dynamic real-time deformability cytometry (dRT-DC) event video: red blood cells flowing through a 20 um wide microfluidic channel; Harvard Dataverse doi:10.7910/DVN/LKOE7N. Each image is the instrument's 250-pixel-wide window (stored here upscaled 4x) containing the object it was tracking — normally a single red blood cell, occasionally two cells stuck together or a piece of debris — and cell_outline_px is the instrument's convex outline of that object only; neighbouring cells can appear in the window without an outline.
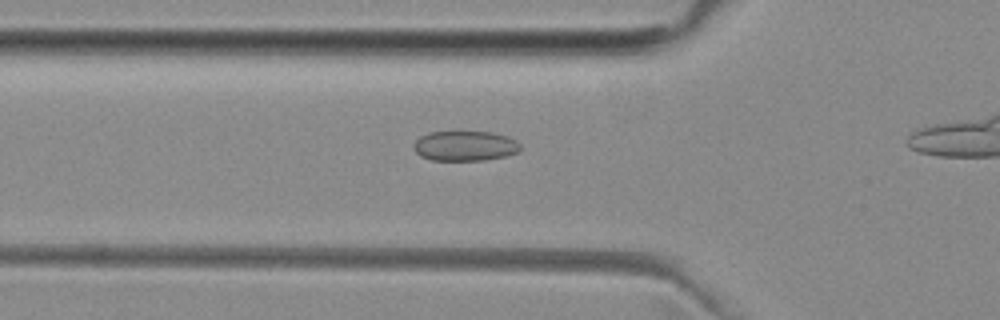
{"species": "common noctule bat (a hibernating species)", "species_latin": "Nyctalus noctula", "temperature_condition": "room temperature", "stored_images_in_passage": 13, "camera_frame_rate_fps": 3000, "um_per_image_px": 0.085, "animal": {"sex": "female", "body_mass_g": 29.2, "forearm_length_mm": 56.3}, "frame": {"image": 1, "passage_image": 8, "time_ms": 2.333, "image_size_px": [1000, 320], "cell_outline_px": [[520, 148], [516, 152], [504, 156], [484, 160], [432, 160], [420, 156], [412, 148], [412, 144], [420, 136], [428, 132], [492, 132], [508, 136], [516, 140], [520, 144]], "centroid_in_image_um": [39.48, 12.39], "position_along_channel_um": 86.3, "area_um2": 18.67}}
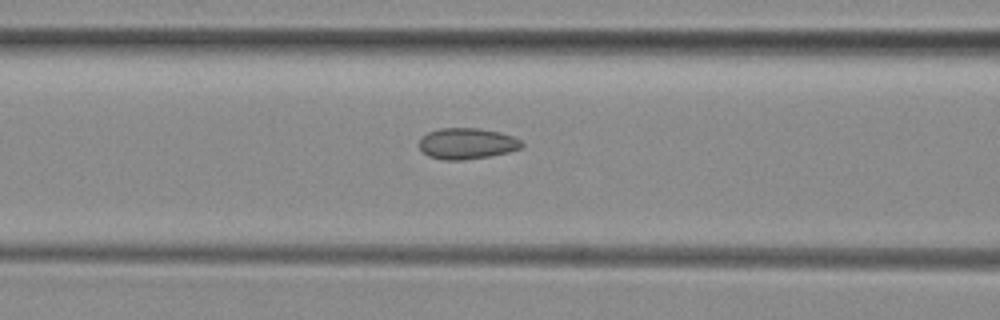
{"frame": {"image": 2, "passage_image": 11, "time_ms": 3.333, "image_size_px": [1000, 320], "cell_outline_px": [[524, 144], [520, 148], [508, 152], [488, 156], [464, 160], [444, 160], [428, 156], [420, 148], [420, 140], [428, 132], [440, 128], [480, 128], [500, 132], [512, 136], [520, 140]], "centroid_in_image_um": [39.69, 12.2], "position_along_channel_um": 126.9, "area_um2": 18.44}}